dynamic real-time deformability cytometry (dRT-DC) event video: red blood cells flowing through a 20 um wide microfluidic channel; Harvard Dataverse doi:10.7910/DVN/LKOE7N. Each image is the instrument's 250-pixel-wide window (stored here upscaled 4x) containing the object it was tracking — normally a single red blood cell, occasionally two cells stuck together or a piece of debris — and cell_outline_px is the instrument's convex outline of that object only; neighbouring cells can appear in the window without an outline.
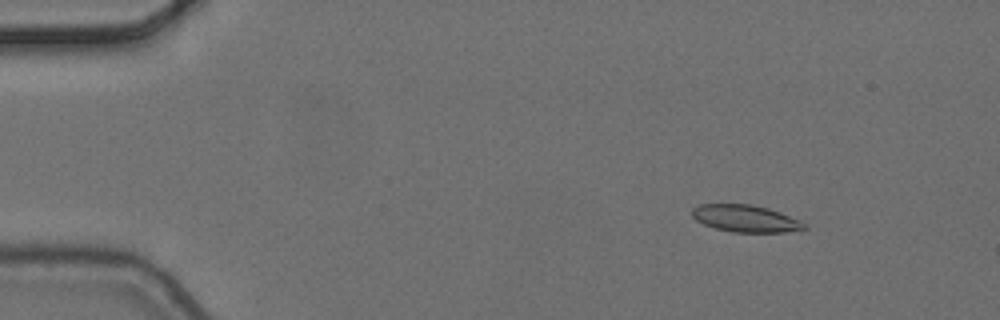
{"species": "common noctule bat (a hibernating species)", "species_latin": "Nyctalus noctula", "temperature_condition": "cold", "stored_images_in_passage": 3, "camera_frame_rate_fps": 3000, "um_per_image_px": 0.085, "animal": {"sex": "female", "body_mass_g": 24.6, "forearm_length_mm": 56.2}, "frame": {"image": 1, "passage_image": 1, "time_ms": 0.0, "image_size_px": [1000, 320], "cell_outline_px": [[808, 228], [784, 232], [732, 232], [716, 228], [704, 224], [696, 220], [692, 216], [692, 208], [700, 204], [752, 204], [768, 208], [780, 212], [800, 220]], "centroid_in_image_um": [63.36, 18.56], "position_along_channel_um": 21.6, "area_um2": 17.63}}
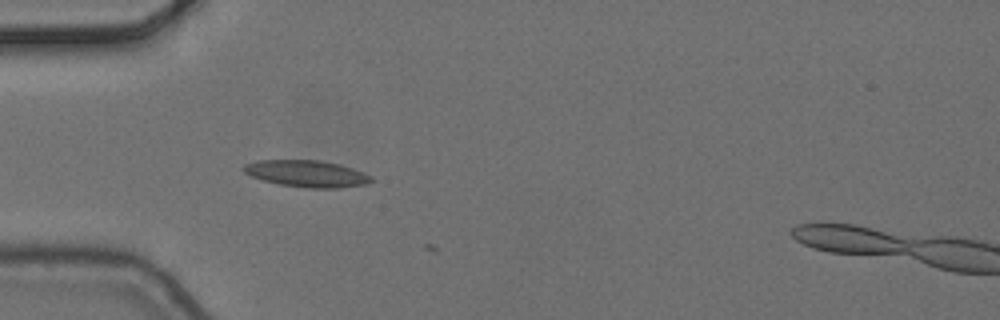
{"frame": {"image": 2, "passage_image": 3, "time_ms": 0.667, "image_size_px": [1000, 320], "cell_outline_px": [[376, 180], [368, 184], [336, 188], [308, 188], [280, 184], [264, 180], [252, 176], [244, 172], [244, 164], [256, 160], [320, 160], [340, 164], [364, 172], [372, 176]], "centroid_in_image_um": [26.14, 14.76], "position_along_channel_um": 58.9, "area_um2": 19.94}}